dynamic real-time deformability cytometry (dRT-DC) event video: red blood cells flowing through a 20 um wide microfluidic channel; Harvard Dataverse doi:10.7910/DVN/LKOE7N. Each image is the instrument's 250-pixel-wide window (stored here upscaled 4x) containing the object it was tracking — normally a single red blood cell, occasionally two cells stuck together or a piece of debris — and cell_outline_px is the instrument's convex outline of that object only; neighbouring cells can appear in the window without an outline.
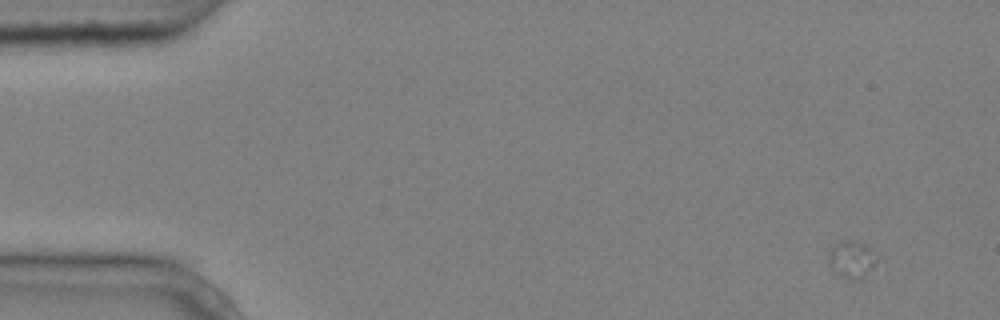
{"species": "common noctule bat (a hibernating species)", "species_latin": "Nyctalus noctula", "temperature_condition": "cold", "stored_images_in_passage": 1, "camera_frame_rate_fps": 3000, "um_per_image_px": 0.085, "animal": {"sex": "male", "body_mass_g": 20.4}, "frame": {"image": 1, "passage_image": 1, "time_ms": 0.0, "image_size_px": [1000, 320], "cell_outline_px": [[876, 264], [860, 280], [848, 280], [840, 276], [828, 264], [828, 256], [832, 248], [836, 244], [844, 240], [848, 240], [864, 244], [868, 248]], "centroid_in_image_um": [72.33, 22.09], "position_along_channel_um": 12.7, "area_um2": 10.0}}